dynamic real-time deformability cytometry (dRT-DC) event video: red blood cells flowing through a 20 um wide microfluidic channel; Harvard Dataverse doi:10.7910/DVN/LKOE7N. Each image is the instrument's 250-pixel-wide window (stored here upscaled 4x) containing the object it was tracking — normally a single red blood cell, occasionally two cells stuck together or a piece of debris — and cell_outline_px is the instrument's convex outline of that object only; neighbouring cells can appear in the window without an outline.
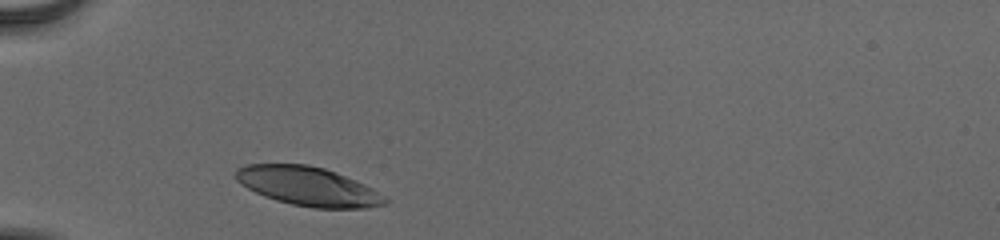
{"species": "human", "species_latin": "Homo sapiens", "temperature_condition": "cold", "stored_images_in_passage": 29, "camera_frame_rate_fps": 3000, "um_per_image_px": 0.085, "donor": {"sex": "male"}, "frame": {"image": 1, "passage_image": 1, "time_ms": 0.0, "image_size_px": [1000, 240], "cell_outline_px": [[388, 200], [384, 204], [368, 208], [312, 208], [292, 204], [276, 200], [264, 196], [240, 184], [236, 180], [236, 168], [248, 164], [308, 164], [324, 168], [336, 172], [364, 184], [372, 188]], "centroid_in_image_um": [26.16, 15.83], "position_along_channel_um": 58.8, "area_um2": 33.7}}
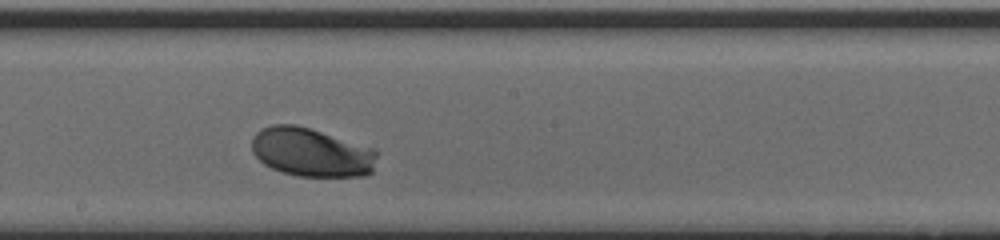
{"frame": {"image": 2, "passage_image": 15, "time_ms": 4.667, "image_size_px": [1000, 240], "cell_outline_px": [[380, 152], [372, 172], [368, 176], [296, 176], [280, 172], [264, 164], [252, 152], [252, 136], [260, 128], [272, 124], [296, 124], [376, 148]], "centroid_in_image_um": [26.5, 12.94], "position_along_channel_um": 221.7, "area_um2": 36.18}}
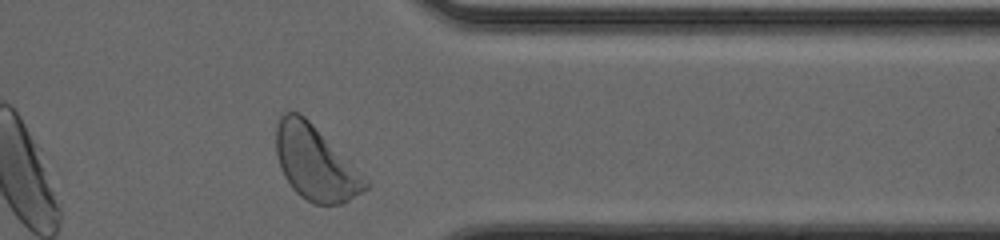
{"frame": {"image": 3, "passage_image": 28, "time_ms": 9.0, "image_size_px": [1000, 240], "cell_outline_px": [[372, 184], [368, 188], [348, 200], [340, 204], [312, 204], [300, 196], [292, 188], [284, 176], [280, 168], [276, 152], [276, 124], [280, 116], [284, 112], [300, 112]], "centroid_in_image_um": [26.77, 13.87], "position_along_channel_um": 384.6, "area_um2": 38.21}, "authors_computed_cell_mechanics": {"area_um2": 34.7956, "velocity_mm_per_s": 3.8323, "shape_relaxation_time_tau1_ms": 1.6143, "shape_relaxation_time_tau2_ms": null, "deformation_change_tau1": 0.1374, "deformation_change_tau2": null}}